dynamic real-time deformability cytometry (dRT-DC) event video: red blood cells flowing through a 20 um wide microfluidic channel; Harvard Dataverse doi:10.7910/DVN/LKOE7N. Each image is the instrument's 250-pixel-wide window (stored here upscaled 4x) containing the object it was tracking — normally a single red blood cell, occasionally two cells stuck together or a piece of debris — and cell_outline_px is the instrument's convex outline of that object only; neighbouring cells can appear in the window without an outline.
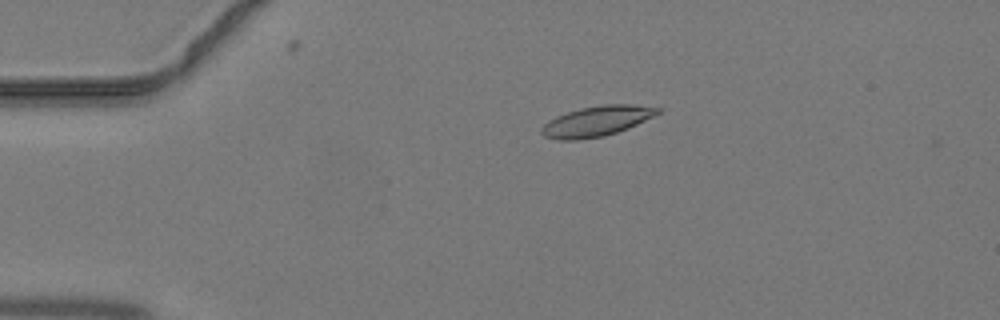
{"species": "common noctule bat (a hibernating species)", "species_latin": "Nyctalus noctula", "temperature_condition": "warm", "stored_images_in_passage": 11, "camera_frame_rate_fps": 3000, "um_per_image_px": 0.085, "animal": {"sex": "male", "body_mass_g": 19.2, "forearm_length_mm": 51.8}, "frame": {"image": 1, "passage_image": 10, "time_ms": 3.0, "image_size_px": [1000, 320], "cell_outline_px": [[664, 108], [660, 112], [628, 128], [604, 136], [576, 140], [556, 140], [544, 136], [540, 132], [540, 128], [548, 120], [556, 116], [580, 108], [604, 104], [632, 104]], "centroid_in_image_um": [50.69, 10.3], "position_along_channel_um": 34.3, "area_um2": 20.46}}